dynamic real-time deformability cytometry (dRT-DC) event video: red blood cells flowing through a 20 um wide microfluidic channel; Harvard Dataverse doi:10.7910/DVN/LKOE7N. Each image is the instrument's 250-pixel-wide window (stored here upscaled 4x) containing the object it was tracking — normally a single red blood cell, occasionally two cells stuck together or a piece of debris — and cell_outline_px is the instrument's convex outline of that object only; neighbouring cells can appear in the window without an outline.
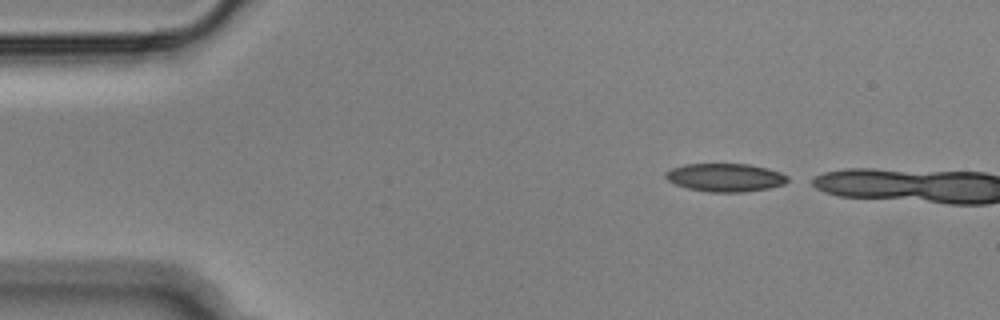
{"species": "Egyptian fruit bat (a non-hibernating species)", "species_latin": "Rousettus aegyptiacus", "temperature_condition": "cold", "stored_images_in_passage": 2, "camera_frame_rate_fps": 3000, "um_per_image_px": 0.085, "animal": {"sex": "male"}, "frame": {"image": 1, "passage_image": 1, "time_ms": 0.0, "image_size_px": [1000, 320], "cell_outline_px": [[788, 180], [784, 184], [768, 188], [744, 192], [708, 192], [688, 188], [676, 184], [668, 180], [664, 176], [664, 172], [672, 168], [684, 164], [748, 164], [768, 168], [780, 172], [788, 176]], "centroid_in_image_um": [61.64, 15.08], "position_along_channel_um": 23.4, "area_um2": 20.06}}